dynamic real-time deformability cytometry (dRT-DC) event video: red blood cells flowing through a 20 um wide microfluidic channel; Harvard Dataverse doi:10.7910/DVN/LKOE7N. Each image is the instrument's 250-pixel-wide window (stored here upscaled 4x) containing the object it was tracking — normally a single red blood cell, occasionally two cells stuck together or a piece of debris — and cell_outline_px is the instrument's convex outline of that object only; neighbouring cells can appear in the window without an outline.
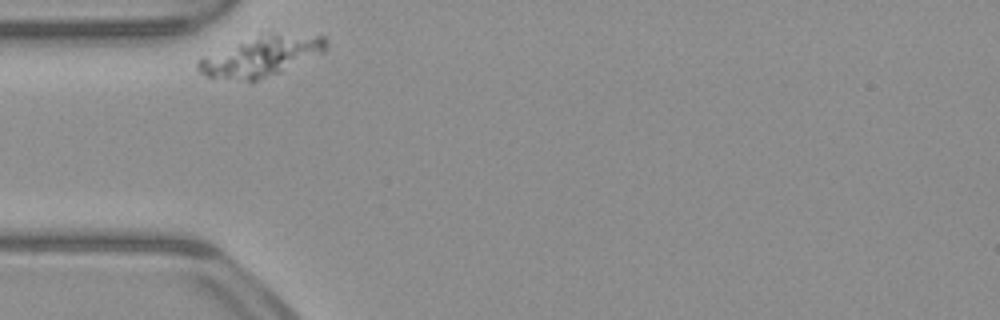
{"species": "common noctule bat (a hibernating species)", "species_latin": "Nyctalus noctula", "temperature_condition": "warm", "stored_images_in_passage": 30, "camera_frame_rate_fps": 3000, "um_per_image_px": 0.085, "animal": {"sex": "male", "body_mass_g": 23.1, "forearm_length_mm": 52.7}, "frame": {"image": 1, "passage_image": 1, "time_ms": 0.0, "image_size_px": [1000, 320], "cell_outline_px": [[328, 48], [324, 52], [280, 72], [256, 80], [248, 80], [208, 76], [200, 72], [196, 68], [196, 64], [204, 56], [272, 32], [324, 36], [328, 44]], "centroid_in_image_um": [22.29, 4.77], "position_along_channel_um": 62.7, "area_um2": 28.78}}
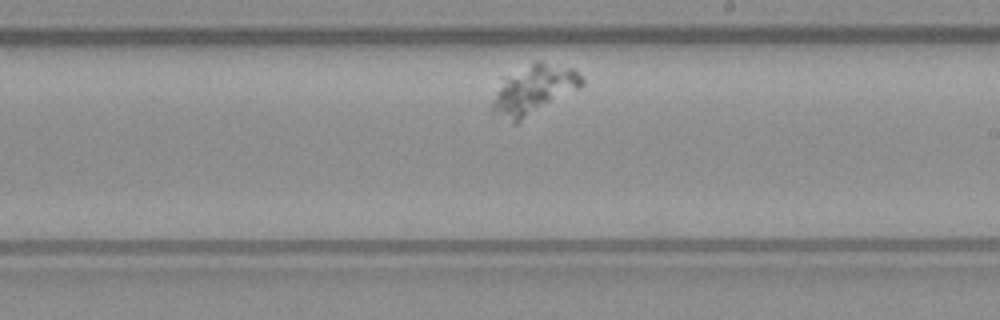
{"frame": {"image": 2, "passage_image": 18, "time_ms": 5.667, "image_size_px": [1000, 320], "cell_outline_px": [[584, 84], [580, 88], [516, 124], [512, 124], [496, 112], [492, 108], [492, 100], [504, 76], [536, 60], [572, 68], [584, 80]], "centroid_in_image_um": [45.37, 7.62], "position_along_channel_um": 243.6, "area_um2": 25.49}}
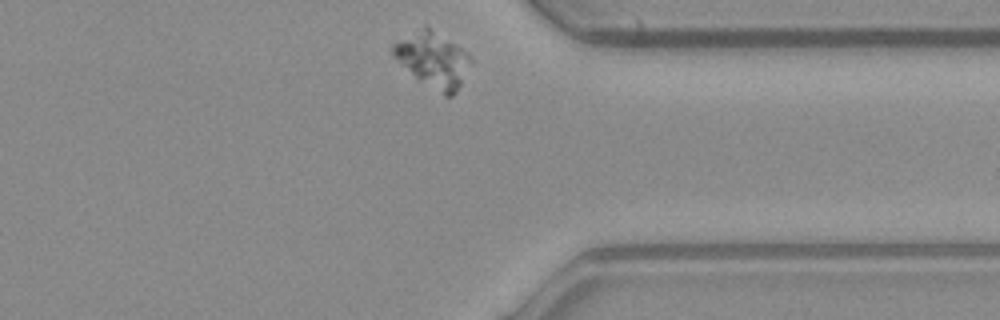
{"frame": {"image": 3, "passage_image": 30, "time_ms": 9.667, "image_size_px": [1000, 320], "cell_outline_px": [[472, 60], [456, 92], [452, 96], [444, 96], [420, 80], [392, 56], [392, 44], [424, 24], [456, 44], [468, 52]], "centroid_in_image_um": [36.8, 5.05], "position_along_channel_um": 374.6, "area_um2": 24.57}}